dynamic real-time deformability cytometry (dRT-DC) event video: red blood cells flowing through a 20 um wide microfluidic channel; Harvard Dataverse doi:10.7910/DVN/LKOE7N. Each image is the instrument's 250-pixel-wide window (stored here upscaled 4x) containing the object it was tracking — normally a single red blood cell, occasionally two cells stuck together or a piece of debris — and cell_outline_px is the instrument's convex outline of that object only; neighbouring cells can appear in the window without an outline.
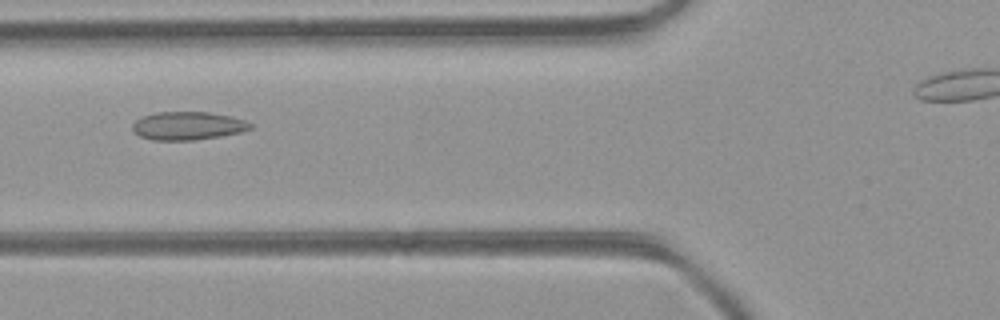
{"species": "common noctule bat (a hibernating species)", "species_latin": "Nyctalus noctula", "temperature_condition": "room temperature", "stored_images_in_passage": 41, "camera_frame_rate_fps": 3000, "um_per_image_px": 0.085, "animal": {"sex": "female", "body_mass_g": 21.9}, "frame": {"image": 1, "passage_image": 18, "time_ms": 5.667, "image_size_px": [1000, 320], "cell_outline_px": [[252, 128], [240, 132], [220, 136], [192, 140], [152, 140], [140, 136], [132, 132], [132, 124], [140, 116], [156, 112], [208, 112], [228, 116], [244, 120], [252, 124]], "centroid_in_image_um": [15.9, 10.69], "position_along_channel_um": 109.9, "area_um2": 19.36}}
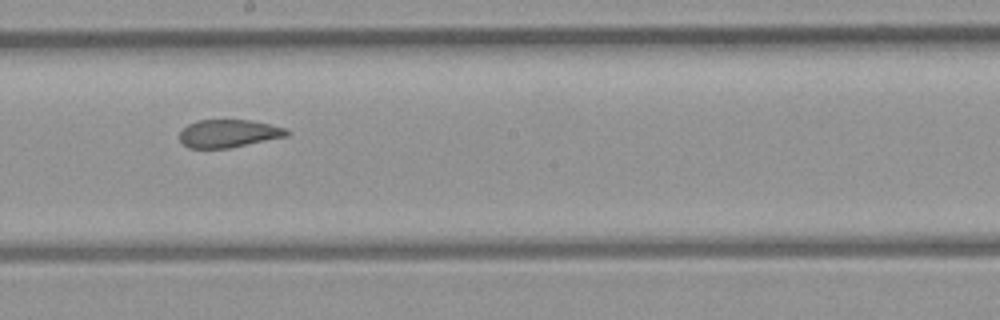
{"frame": {"image": 2, "passage_image": 26, "time_ms": 8.333, "image_size_px": [1000, 320], "cell_outline_px": [[288, 136], [228, 148], [188, 148], [180, 140], [180, 132], [188, 124], [196, 120], [252, 120], [288, 128]], "centroid_in_image_um": [19.44, 11.34], "position_along_channel_um": 228.8, "area_um2": 17.4}}
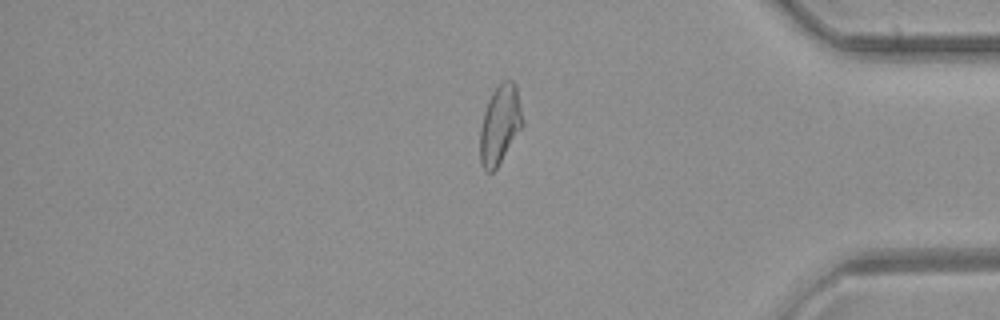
{"frame": {"image": 3, "passage_image": 39, "time_ms": 12.667, "image_size_px": [1000, 320], "cell_outline_px": [[524, 124], [496, 168], [492, 172], [484, 172], [480, 164], [480, 128], [484, 112], [488, 100], [492, 92], [504, 80], [512, 80], [516, 84], [524, 120]], "centroid_in_image_um": [42.49, 10.59], "position_along_channel_um": 392.7, "area_um2": 19.59}}